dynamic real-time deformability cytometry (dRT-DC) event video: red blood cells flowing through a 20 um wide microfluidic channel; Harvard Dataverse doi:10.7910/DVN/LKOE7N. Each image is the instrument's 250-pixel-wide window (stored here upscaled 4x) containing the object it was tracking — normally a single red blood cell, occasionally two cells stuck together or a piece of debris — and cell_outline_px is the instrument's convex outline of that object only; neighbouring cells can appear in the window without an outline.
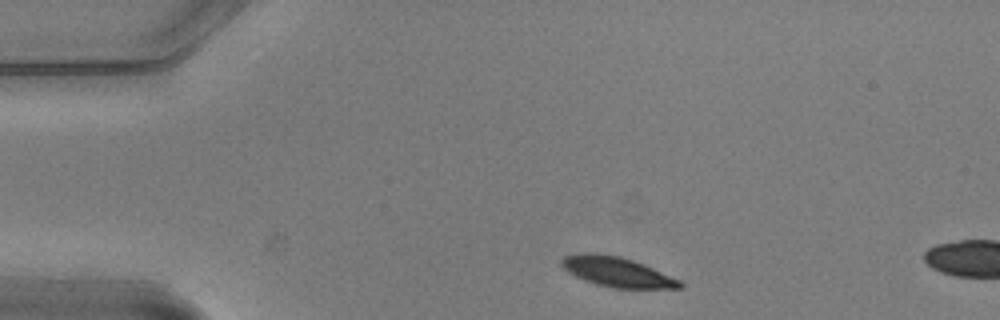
{"species": "common noctule bat (a hibernating species)", "species_latin": "Nyctalus noctula", "temperature_condition": "warm", "stored_images_in_passage": 2, "camera_frame_rate_fps": 3000, "um_per_image_px": 0.085, "animal": {"sex": "male", "body_mass_g": 20.5, "forearm_length_mm": 52.5}, "frame": {"image": 1, "passage_image": 1, "time_ms": 0.0, "image_size_px": [1000, 320], "cell_outline_px": [[684, 288], [612, 288], [596, 284], [584, 280], [568, 272], [560, 264], [560, 260], [564, 256], [580, 252], [592, 252], [620, 256], [644, 264], [680, 280], [684, 284]], "centroid_in_image_um": [52.43, 23.1], "position_along_channel_um": 32.6, "area_um2": 20.69}}